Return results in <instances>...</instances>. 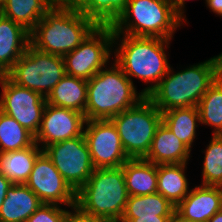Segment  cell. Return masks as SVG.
Segmentation results:
<instances>
[{"label": "cell", "mask_w": 222, "mask_h": 222, "mask_svg": "<svg viewBox=\"0 0 222 222\" xmlns=\"http://www.w3.org/2000/svg\"><path fill=\"white\" fill-rule=\"evenodd\" d=\"M13 183L6 178L2 173H0V208L6 197L7 190L11 187Z\"/></svg>", "instance_id": "obj_33"}, {"label": "cell", "mask_w": 222, "mask_h": 222, "mask_svg": "<svg viewBox=\"0 0 222 222\" xmlns=\"http://www.w3.org/2000/svg\"><path fill=\"white\" fill-rule=\"evenodd\" d=\"M112 26H97L87 38L64 58L65 73L89 80L98 71L109 65L113 57Z\"/></svg>", "instance_id": "obj_9"}, {"label": "cell", "mask_w": 222, "mask_h": 222, "mask_svg": "<svg viewBox=\"0 0 222 222\" xmlns=\"http://www.w3.org/2000/svg\"><path fill=\"white\" fill-rule=\"evenodd\" d=\"M173 217L140 216L139 218H121L119 222H171Z\"/></svg>", "instance_id": "obj_32"}, {"label": "cell", "mask_w": 222, "mask_h": 222, "mask_svg": "<svg viewBox=\"0 0 222 222\" xmlns=\"http://www.w3.org/2000/svg\"><path fill=\"white\" fill-rule=\"evenodd\" d=\"M113 62L87 80L86 120L111 119L146 97L142 92L138 93L135 84Z\"/></svg>", "instance_id": "obj_4"}, {"label": "cell", "mask_w": 222, "mask_h": 222, "mask_svg": "<svg viewBox=\"0 0 222 222\" xmlns=\"http://www.w3.org/2000/svg\"><path fill=\"white\" fill-rule=\"evenodd\" d=\"M207 222H222V209L218 211L211 219Z\"/></svg>", "instance_id": "obj_37"}, {"label": "cell", "mask_w": 222, "mask_h": 222, "mask_svg": "<svg viewBox=\"0 0 222 222\" xmlns=\"http://www.w3.org/2000/svg\"><path fill=\"white\" fill-rule=\"evenodd\" d=\"M222 209V187L199 185L176 206V212L184 219L207 222Z\"/></svg>", "instance_id": "obj_15"}, {"label": "cell", "mask_w": 222, "mask_h": 222, "mask_svg": "<svg viewBox=\"0 0 222 222\" xmlns=\"http://www.w3.org/2000/svg\"><path fill=\"white\" fill-rule=\"evenodd\" d=\"M58 0H4L1 14L31 31Z\"/></svg>", "instance_id": "obj_23"}, {"label": "cell", "mask_w": 222, "mask_h": 222, "mask_svg": "<svg viewBox=\"0 0 222 222\" xmlns=\"http://www.w3.org/2000/svg\"><path fill=\"white\" fill-rule=\"evenodd\" d=\"M25 185L45 204L76 205V192L44 152L37 157Z\"/></svg>", "instance_id": "obj_13"}, {"label": "cell", "mask_w": 222, "mask_h": 222, "mask_svg": "<svg viewBox=\"0 0 222 222\" xmlns=\"http://www.w3.org/2000/svg\"><path fill=\"white\" fill-rule=\"evenodd\" d=\"M190 154L191 150L161 122L144 159L156 165L180 164L188 163Z\"/></svg>", "instance_id": "obj_17"}, {"label": "cell", "mask_w": 222, "mask_h": 222, "mask_svg": "<svg viewBox=\"0 0 222 222\" xmlns=\"http://www.w3.org/2000/svg\"><path fill=\"white\" fill-rule=\"evenodd\" d=\"M176 207L158 192L155 194L129 196L121 218L140 216L173 217Z\"/></svg>", "instance_id": "obj_26"}, {"label": "cell", "mask_w": 222, "mask_h": 222, "mask_svg": "<svg viewBox=\"0 0 222 222\" xmlns=\"http://www.w3.org/2000/svg\"><path fill=\"white\" fill-rule=\"evenodd\" d=\"M4 0H0V12L3 10Z\"/></svg>", "instance_id": "obj_38"}, {"label": "cell", "mask_w": 222, "mask_h": 222, "mask_svg": "<svg viewBox=\"0 0 222 222\" xmlns=\"http://www.w3.org/2000/svg\"><path fill=\"white\" fill-rule=\"evenodd\" d=\"M66 207L58 204H43L26 222H65Z\"/></svg>", "instance_id": "obj_30"}, {"label": "cell", "mask_w": 222, "mask_h": 222, "mask_svg": "<svg viewBox=\"0 0 222 222\" xmlns=\"http://www.w3.org/2000/svg\"><path fill=\"white\" fill-rule=\"evenodd\" d=\"M30 45V31L11 19L0 17V75H5Z\"/></svg>", "instance_id": "obj_16"}, {"label": "cell", "mask_w": 222, "mask_h": 222, "mask_svg": "<svg viewBox=\"0 0 222 222\" xmlns=\"http://www.w3.org/2000/svg\"><path fill=\"white\" fill-rule=\"evenodd\" d=\"M120 136L129 159L145 158L157 127L162 122V112L144 97L137 105L110 119Z\"/></svg>", "instance_id": "obj_7"}, {"label": "cell", "mask_w": 222, "mask_h": 222, "mask_svg": "<svg viewBox=\"0 0 222 222\" xmlns=\"http://www.w3.org/2000/svg\"><path fill=\"white\" fill-rule=\"evenodd\" d=\"M0 86V111L14 118L36 136L47 103L46 97L15 84L6 75H0Z\"/></svg>", "instance_id": "obj_11"}, {"label": "cell", "mask_w": 222, "mask_h": 222, "mask_svg": "<svg viewBox=\"0 0 222 222\" xmlns=\"http://www.w3.org/2000/svg\"><path fill=\"white\" fill-rule=\"evenodd\" d=\"M162 122L192 151L196 138V128L200 125L197 107L175 108L162 112Z\"/></svg>", "instance_id": "obj_24"}, {"label": "cell", "mask_w": 222, "mask_h": 222, "mask_svg": "<svg viewBox=\"0 0 222 222\" xmlns=\"http://www.w3.org/2000/svg\"><path fill=\"white\" fill-rule=\"evenodd\" d=\"M171 5L173 6L174 11L187 23L186 15L184 14L185 11V1L189 0H169Z\"/></svg>", "instance_id": "obj_34"}, {"label": "cell", "mask_w": 222, "mask_h": 222, "mask_svg": "<svg viewBox=\"0 0 222 222\" xmlns=\"http://www.w3.org/2000/svg\"><path fill=\"white\" fill-rule=\"evenodd\" d=\"M65 74L62 56L44 53L29 45L5 75L15 84L47 97Z\"/></svg>", "instance_id": "obj_8"}, {"label": "cell", "mask_w": 222, "mask_h": 222, "mask_svg": "<svg viewBox=\"0 0 222 222\" xmlns=\"http://www.w3.org/2000/svg\"><path fill=\"white\" fill-rule=\"evenodd\" d=\"M42 150L75 192L87 182L95 169L84 134Z\"/></svg>", "instance_id": "obj_10"}, {"label": "cell", "mask_w": 222, "mask_h": 222, "mask_svg": "<svg viewBox=\"0 0 222 222\" xmlns=\"http://www.w3.org/2000/svg\"><path fill=\"white\" fill-rule=\"evenodd\" d=\"M171 222H196V221H191V220L184 219L175 211Z\"/></svg>", "instance_id": "obj_36"}, {"label": "cell", "mask_w": 222, "mask_h": 222, "mask_svg": "<svg viewBox=\"0 0 222 222\" xmlns=\"http://www.w3.org/2000/svg\"><path fill=\"white\" fill-rule=\"evenodd\" d=\"M43 150L34 143L22 150L0 153V173L13 184H25Z\"/></svg>", "instance_id": "obj_22"}, {"label": "cell", "mask_w": 222, "mask_h": 222, "mask_svg": "<svg viewBox=\"0 0 222 222\" xmlns=\"http://www.w3.org/2000/svg\"><path fill=\"white\" fill-rule=\"evenodd\" d=\"M122 35V36H121ZM171 39L145 36H129L114 34L113 59L123 70L125 75L140 79L146 83L141 92L147 96L167 74L170 63L167 48H170Z\"/></svg>", "instance_id": "obj_1"}, {"label": "cell", "mask_w": 222, "mask_h": 222, "mask_svg": "<svg viewBox=\"0 0 222 222\" xmlns=\"http://www.w3.org/2000/svg\"><path fill=\"white\" fill-rule=\"evenodd\" d=\"M83 134L95 169L121 167L129 160L110 119L86 120Z\"/></svg>", "instance_id": "obj_12"}, {"label": "cell", "mask_w": 222, "mask_h": 222, "mask_svg": "<svg viewBox=\"0 0 222 222\" xmlns=\"http://www.w3.org/2000/svg\"><path fill=\"white\" fill-rule=\"evenodd\" d=\"M85 122L83 113L46 103L35 143L43 149L51 144L81 136Z\"/></svg>", "instance_id": "obj_14"}, {"label": "cell", "mask_w": 222, "mask_h": 222, "mask_svg": "<svg viewBox=\"0 0 222 222\" xmlns=\"http://www.w3.org/2000/svg\"><path fill=\"white\" fill-rule=\"evenodd\" d=\"M202 165V182L205 186L222 187V135H212Z\"/></svg>", "instance_id": "obj_29"}, {"label": "cell", "mask_w": 222, "mask_h": 222, "mask_svg": "<svg viewBox=\"0 0 222 222\" xmlns=\"http://www.w3.org/2000/svg\"><path fill=\"white\" fill-rule=\"evenodd\" d=\"M205 1L206 5L211 10V12L222 17V0H205Z\"/></svg>", "instance_id": "obj_35"}, {"label": "cell", "mask_w": 222, "mask_h": 222, "mask_svg": "<svg viewBox=\"0 0 222 222\" xmlns=\"http://www.w3.org/2000/svg\"><path fill=\"white\" fill-rule=\"evenodd\" d=\"M35 143V136L14 118L0 111V153L22 150Z\"/></svg>", "instance_id": "obj_28"}, {"label": "cell", "mask_w": 222, "mask_h": 222, "mask_svg": "<svg viewBox=\"0 0 222 222\" xmlns=\"http://www.w3.org/2000/svg\"><path fill=\"white\" fill-rule=\"evenodd\" d=\"M184 22L169 0H129L112 29L113 34L173 40Z\"/></svg>", "instance_id": "obj_6"}, {"label": "cell", "mask_w": 222, "mask_h": 222, "mask_svg": "<svg viewBox=\"0 0 222 222\" xmlns=\"http://www.w3.org/2000/svg\"><path fill=\"white\" fill-rule=\"evenodd\" d=\"M97 26H113L129 0H68Z\"/></svg>", "instance_id": "obj_25"}, {"label": "cell", "mask_w": 222, "mask_h": 222, "mask_svg": "<svg viewBox=\"0 0 222 222\" xmlns=\"http://www.w3.org/2000/svg\"><path fill=\"white\" fill-rule=\"evenodd\" d=\"M222 73V53L176 71L170 66L167 74L146 97L161 111L197 107L209 86Z\"/></svg>", "instance_id": "obj_2"}, {"label": "cell", "mask_w": 222, "mask_h": 222, "mask_svg": "<svg viewBox=\"0 0 222 222\" xmlns=\"http://www.w3.org/2000/svg\"><path fill=\"white\" fill-rule=\"evenodd\" d=\"M197 108L200 123L213 126V135H222V73L209 86Z\"/></svg>", "instance_id": "obj_27"}, {"label": "cell", "mask_w": 222, "mask_h": 222, "mask_svg": "<svg viewBox=\"0 0 222 222\" xmlns=\"http://www.w3.org/2000/svg\"><path fill=\"white\" fill-rule=\"evenodd\" d=\"M50 105L68 108L85 116L87 103V80L65 74L46 97Z\"/></svg>", "instance_id": "obj_20"}, {"label": "cell", "mask_w": 222, "mask_h": 222, "mask_svg": "<svg viewBox=\"0 0 222 222\" xmlns=\"http://www.w3.org/2000/svg\"><path fill=\"white\" fill-rule=\"evenodd\" d=\"M129 196L157 193V165L144 158L129 159L123 166Z\"/></svg>", "instance_id": "obj_19"}, {"label": "cell", "mask_w": 222, "mask_h": 222, "mask_svg": "<svg viewBox=\"0 0 222 222\" xmlns=\"http://www.w3.org/2000/svg\"><path fill=\"white\" fill-rule=\"evenodd\" d=\"M188 163L157 165V192L177 206L190 192L185 170Z\"/></svg>", "instance_id": "obj_21"}, {"label": "cell", "mask_w": 222, "mask_h": 222, "mask_svg": "<svg viewBox=\"0 0 222 222\" xmlns=\"http://www.w3.org/2000/svg\"><path fill=\"white\" fill-rule=\"evenodd\" d=\"M70 210H67L65 222H107L104 219L83 212L77 205L72 206Z\"/></svg>", "instance_id": "obj_31"}, {"label": "cell", "mask_w": 222, "mask_h": 222, "mask_svg": "<svg viewBox=\"0 0 222 222\" xmlns=\"http://www.w3.org/2000/svg\"><path fill=\"white\" fill-rule=\"evenodd\" d=\"M128 198L122 166L98 168L76 192V205L83 212L107 222H119Z\"/></svg>", "instance_id": "obj_5"}, {"label": "cell", "mask_w": 222, "mask_h": 222, "mask_svg": "<svg viewBox=\"0 0 222 222\" xmlns=\"http://www.w3.org/2000/svg\"><path fill=\"white\" fill-rule=\"evenodd\" d=\"M43 204L25 184H12L0 208V222H26Z\"/></svg>", "instance_id": "obj_18"}, {"label": "cell", "mask_w": 222, "mask_h": 222, "mask_svg": "<svg viewBox=\"0 0 222 222\" xmlns=\"http://www.w3.org/2000/svg\"><path fill=\"white\" fill-rule=\"evenodd\" d=\"M96 27L68 0H58L30 31V45L41 52L64 57Z\"/></svg>", "instance_id": "obj_3"}]
</instances>
